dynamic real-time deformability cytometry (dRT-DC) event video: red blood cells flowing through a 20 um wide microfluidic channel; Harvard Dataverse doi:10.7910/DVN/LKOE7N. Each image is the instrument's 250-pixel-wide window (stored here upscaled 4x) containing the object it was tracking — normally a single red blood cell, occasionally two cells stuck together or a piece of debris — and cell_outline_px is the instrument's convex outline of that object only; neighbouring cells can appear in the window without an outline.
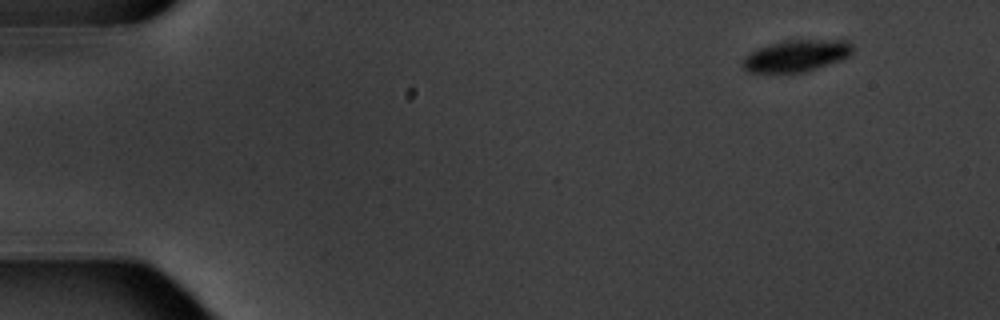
{"species": "common noctule bat (a hibernating species)", "species_latin": "Nyctalus noctula", "temperature_condition": "warm", "stored_images_in_passage": 9, "camera_frame_rate_fps": 3000, "um_per_image_px": 0.085, "animal": {"sex": "male", "body_mass_g": 20.1, "forearm_length_mm": 53.5}, "frame": {"image": 1, "passage_image": 1, "time_ms": 0.0, "image_size_px": [1000, 320], "cell_outline_px": [[852, 52], [848, 56], [840, 60], [804, 72], [748, 72], [740, 64], [744, 56], [756, 48], [784, 40], [848, 40], [852, 44]], "centroid_in_image_um": [67.65, 4.73], "position_along_channel_um": 17.4, "area_um2": 20.29}}
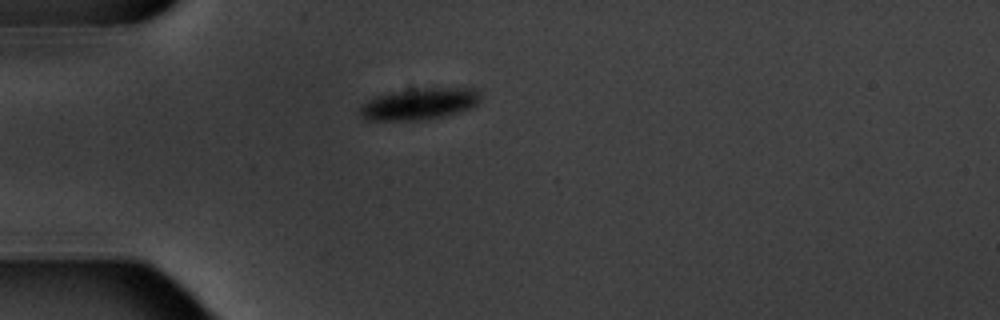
{"frame": {"image": 2, "passage_image": 4, "time_ms": 3.667, "image_size_px": [1000, 320], "cell_outline_px": [[480, 100], [472, 108], [460, 112], [428, 120], [364, 120], [360, 116], [360, 108], [368, 100], [376, 96], [392, 92], [420, 88], [476, 88], [480, 92]], "centroid_in_image_um": [35.68, 8.84], "position_along_channel_um": 49.3, "area_um2": 22.31}}
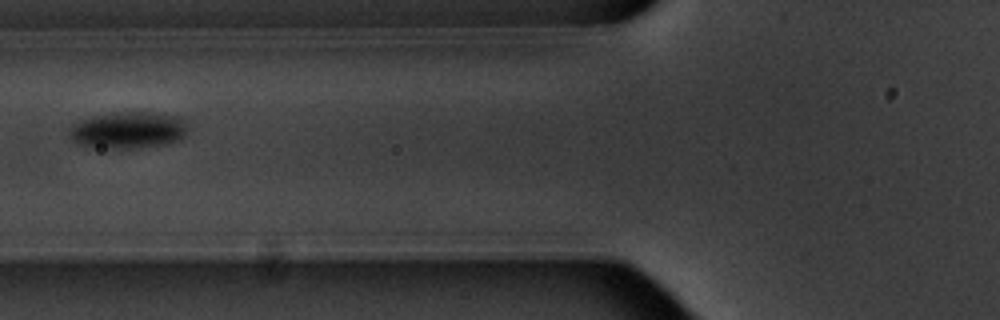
{"frame": {"image": 3, "passage_image": 6, "time_ms": 6.0, "image_size_px": [1000, 320], "cell_outline_px": [[184, 136], [180, 140], [168, 144], [136, 148], [92, 148], [76, 144], [72, 140], [72, 124], [80, 120], [92, 116], [116, 112], [148, 112], [180, 116], [184, 120]], "centroid_in_image_um": [10.88, 11.07], "position_along_channel_um": 114.9, "area_um2": 25.37}}